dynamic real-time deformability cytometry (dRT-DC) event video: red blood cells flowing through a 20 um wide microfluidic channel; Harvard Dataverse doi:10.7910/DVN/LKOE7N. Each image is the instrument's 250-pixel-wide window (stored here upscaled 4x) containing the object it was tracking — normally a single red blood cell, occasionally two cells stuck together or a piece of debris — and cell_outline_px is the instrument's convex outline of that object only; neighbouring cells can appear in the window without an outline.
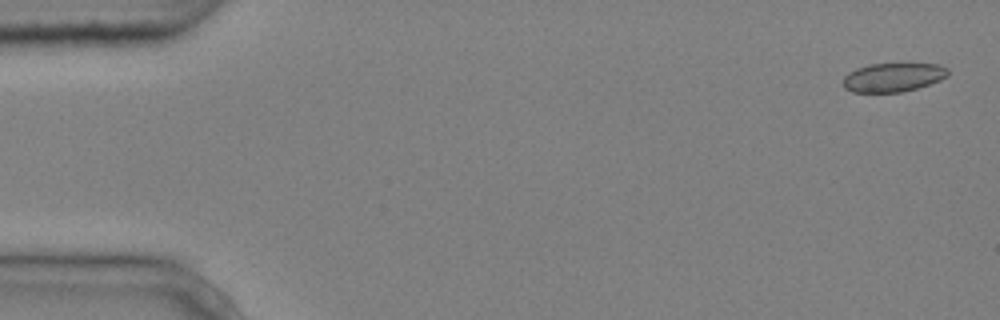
{"species": "common noctule bat (a hibernating species)", "species_latin": "Nyctalus noctula", "temperature_condition": "cold", "stored_images_in_passage": 5, "camera_frame_rate_fps": 3000, "um_per_image_px": 0.085, "animal": {"sex": "male", "body_mass_g": 20.4}, "frame": {"image": 1, "passage_image": 1, "time_ms": 0.0, "image_size_px": [1000, 320], "cell_outline_px": [[948, 76], [940, 80], [916, 88], [900, 92], [852, 92], [844, 88], [844, 76], [848, 72], [856, 68], [872, 64], [940, 64], [948, 68]], "centroid_in_image_um": [75.91, 6.57], "position_along_channel_um": 9.1, "area_um2": 17.51}}
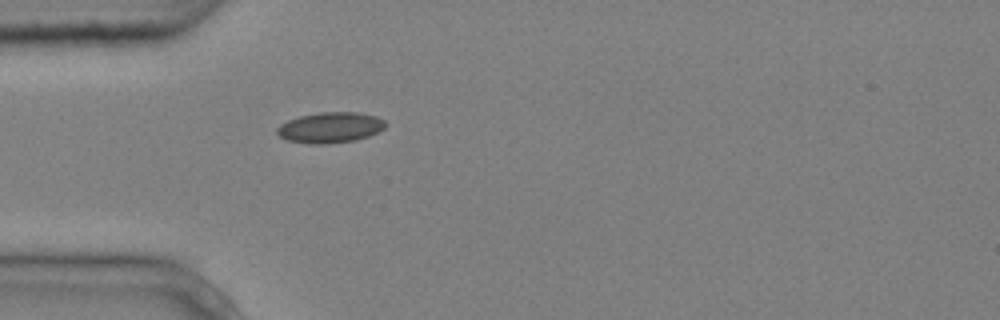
{"frame": {"image": 2, "passage_image": 5, "time_ms": 1.333, "image_size_px": [1000, 320], "cell_outline_px": [[388, 124], [384, 128], [368, 136], [356, 140], [324, 144], [308, 144], [288, 140], [280, 136], [276, 132], [276, 128], [280, 124], [288, 120], [300, 116], [320, 112], [360, 112], [376, 116], [384, 120]], "centroid_in_image_um": [28.07, 10.83], "position_along_channel_um": 56.9, "area_um2": 19.42}}